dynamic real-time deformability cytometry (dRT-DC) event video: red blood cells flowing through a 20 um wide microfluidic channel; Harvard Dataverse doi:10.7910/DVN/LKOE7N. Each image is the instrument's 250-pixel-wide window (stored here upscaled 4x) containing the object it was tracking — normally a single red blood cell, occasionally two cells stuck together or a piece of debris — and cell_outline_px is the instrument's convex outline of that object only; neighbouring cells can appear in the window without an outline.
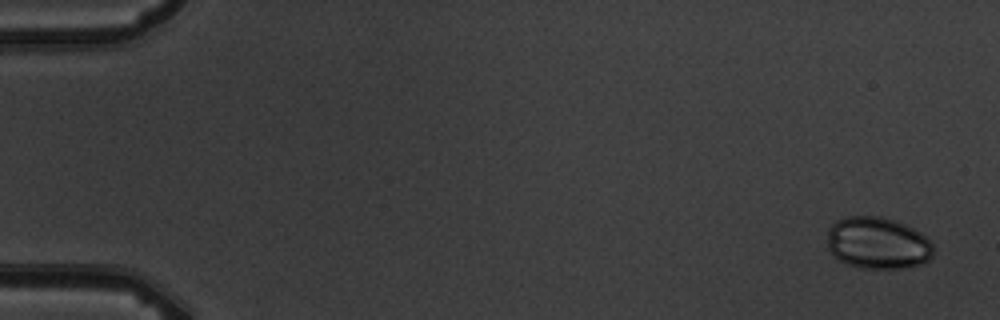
{"species": "common noctule bat (a hibernating species)", "species_latin": "Nyctalus noctula", "temperature_condition": "warm", "stored_images_in_passage": 6, "camera_frame_rate_fps": 3000, "um_per_image_px": 0.085, "animal": {"sex": "male", "body_mass_g": 19.5, "forearm_length_mm": 54.6}, "frame": {"image": 1, "passage_image": 1, "time_ms": 0.0, "image_size_px": [1000, 320], "cell_outline_px": [[932, 256], [924, 264], [904, 268], [860, 268], [848, 264], [832, 256], [828, 248], [828, 228], [836, 220], [844, 216], [880, 216], [896, 220], [928, 236], [932, 244]], "centroid_in_image_um": [74.6, 20.65], "position_along_channel_um": 10.4, "area_um2": 32.48}}